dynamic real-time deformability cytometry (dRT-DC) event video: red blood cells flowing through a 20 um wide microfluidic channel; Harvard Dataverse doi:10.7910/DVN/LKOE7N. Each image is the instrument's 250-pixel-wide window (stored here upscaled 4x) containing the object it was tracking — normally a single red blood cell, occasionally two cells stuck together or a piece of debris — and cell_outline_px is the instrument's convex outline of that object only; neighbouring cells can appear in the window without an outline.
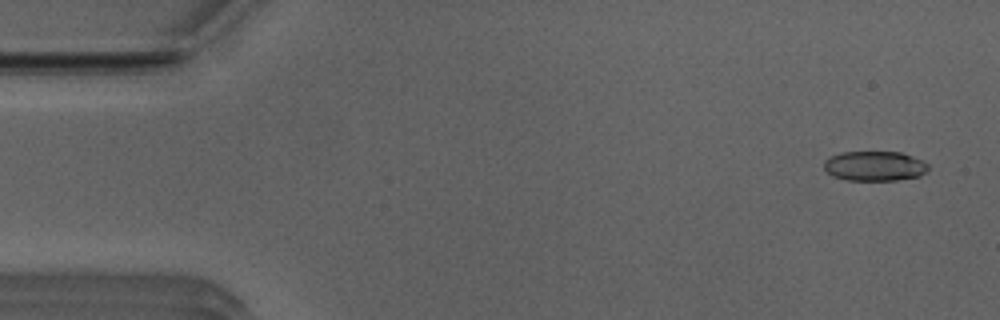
{"species": "Egyptian fruit bat (a non-hibernating species)", "species_latin": "Rousettus aegyptiacus", "temperature_condition": "room temperature", "stored_images_in_passage": 52, "camera_frame_rate_fps": 3000, "um_per_image_px": 0.085, "animal": {"sex": "male"}, "frame": {"image": 1, "passage_image": 3, "time_ms": 0.667, "image_size_px": [1000, 320], "cell_outline_px": [[928, 172], [920, 176], [896, 180], [848, 180], [832, 176], [824, 168], [824, 160], [840, 152], [900, 152], [912, 156], [928, 164]], "centroid_in_image_um": [74.35, 14.11], "position_along_channel_um": 10.7, "area_um2": 18.09}}
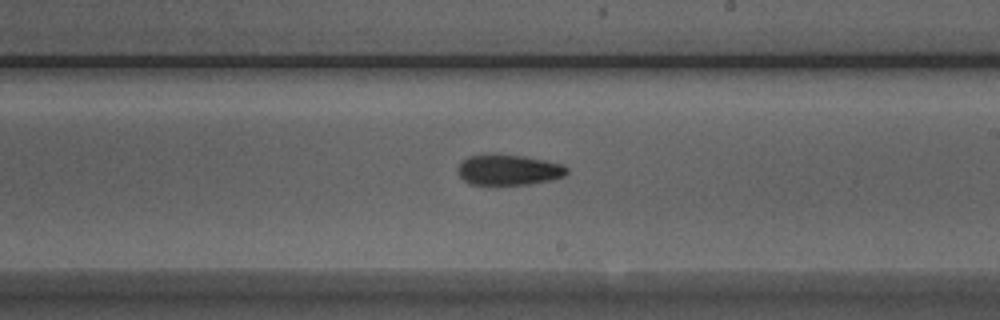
{"frame": {"image": 2, "passage_image": 30, "time_ms": 9.667, "image_size_px": [1000, 320], "cell_outline_px": [[568, 172], [564, 176], [552, 180], [532, 184], [496, 188], [468, 184], [456, 172], [456, 168], [468, 156], [484, 152], [492, 152], [524, 156], [544, 160], [560, 164], [568, 168]], "centroid_in_image_um": [43.15, 14.47], "position_along_channel_um": 245.9, "area_um2": 20.81}}
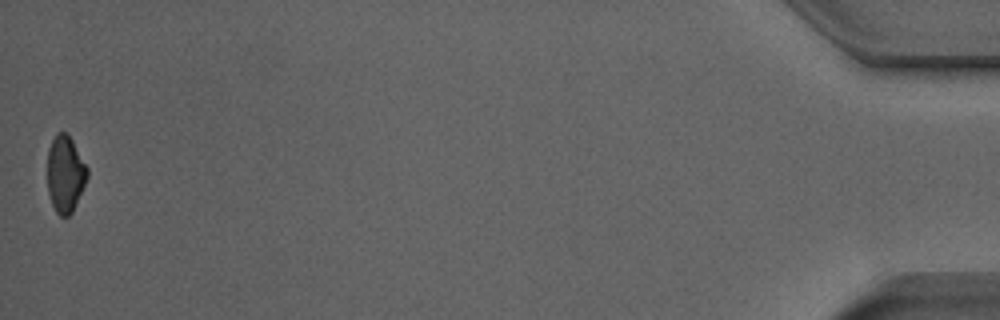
{"frame": {"image": 3, "passage_image": 52, "time_ms": 17.0, "image_size_px": [1000, 320], "cell_outline_px": [[88, 176], [72, 212], [68, 216], [60, 216], [56, 212], [52, 204], [48, 192], [48, 148], [56, 132], [64, 132], [72, 140], [88, 168]], "centroid_in_image_um": [5.54, 14.78], "position_along_channel_um": 429.7, "area_um2": 17.63}, "authors_computed_cell_mechanics": {"area_um2": 18.9006, "velocity_mm_per_s": 3.9261, "shape_relaxation_time_tau1_ms": 4.4829, "shape_relaxation_time_tau2_ms": null, "deformation_change_tau1": 0.1447, "deformation_change_tau2": null}}